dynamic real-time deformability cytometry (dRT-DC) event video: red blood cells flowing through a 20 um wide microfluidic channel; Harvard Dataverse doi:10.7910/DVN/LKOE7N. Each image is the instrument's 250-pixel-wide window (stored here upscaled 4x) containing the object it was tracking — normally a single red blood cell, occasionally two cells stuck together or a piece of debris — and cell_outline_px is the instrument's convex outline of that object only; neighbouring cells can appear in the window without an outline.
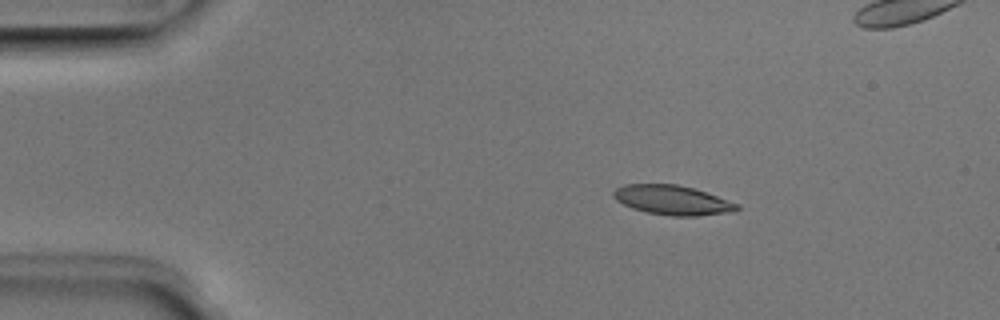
{"species": "Egyptian fruit bat (a non-hibernating species)", "species_latin": "Rousettus aegyptiacus", "temperature_condition": "room temperature", "stored_images_in_passage": 44, "camera_frame_rate_fps": 3000, "um_per_image_px": 0.085, "animal": {"sex": "male"}, "frame": {"image": 1, "passage_image": 1, "time_ms": 0.0, "image_size_px": [1000, 320], "cell_outline_px": [[740, 208], [736, 212], [696, 216], [672, 216], [648, 212], [632, 208], [616, 200], [612, 196], [612, 192], [616, 188], [624, 184], [676, 184], [692, 188], [740, 204]], "centroid_in_image_um": [57.17, 17.01], "position_along_channel_um": 27.8, "area_um2": 21.21}}
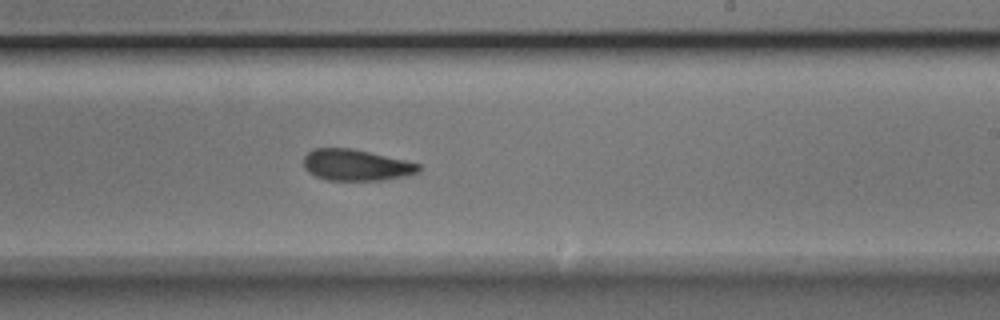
{"frame": {"image": 2, "passage_image": 23, "time_ms": 7.333, "image_size_px": [1000, 320], "cell_outline_px": [[420, 172], [404, 176], [380, 180], [328, 180], [316, 176], [308, 172], [304, 168], [304, 156], [312, 148], [352, 148], [404, 160], [420, 164]], "centroid_in_image_um": [30.24, 14.02], "position_along_channel_um": 258.8, "area_um2": 20.87}}
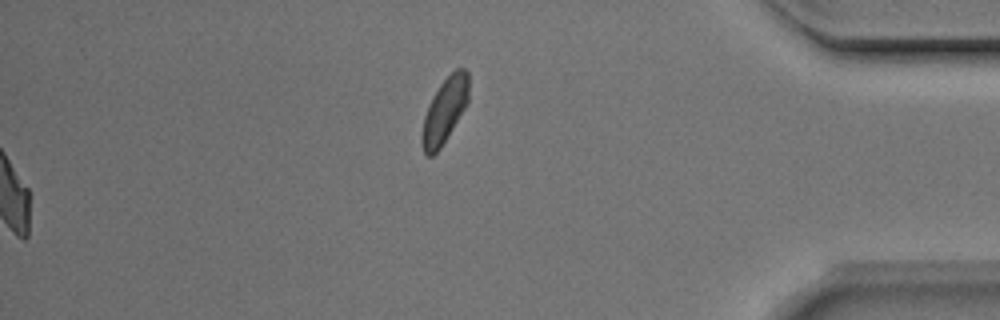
{"frame": {"image": 3, "passage_image": 44, "time_ms": 14.333, "image_size_px": [1000, 320], "cell_outline_px": [[468, 104], [440, 148], [432, 156], [428, 156], [424, 152], [420, 144], [420, 136], [424, 116], [428, 104], [432, 96], [440, 84], [456, 68], [464, 68], [468, 72]], "centroid_in_image_um": [37.77, 9.41], "position_along_channel_um": 397.4, "area_um2": 17.86}, "authors_computed_cell_mechanics": {"area_um2": 21.3571, "velocity_mm_per_s": 3.9931, "shape_relaxation_time_tau1_ms": 6.4311, "shape_relaxation_time_tau2_ms": 3.5918, "deformation_change_tau1": 0.153, "deformation_change_tau2": 0.0934}}